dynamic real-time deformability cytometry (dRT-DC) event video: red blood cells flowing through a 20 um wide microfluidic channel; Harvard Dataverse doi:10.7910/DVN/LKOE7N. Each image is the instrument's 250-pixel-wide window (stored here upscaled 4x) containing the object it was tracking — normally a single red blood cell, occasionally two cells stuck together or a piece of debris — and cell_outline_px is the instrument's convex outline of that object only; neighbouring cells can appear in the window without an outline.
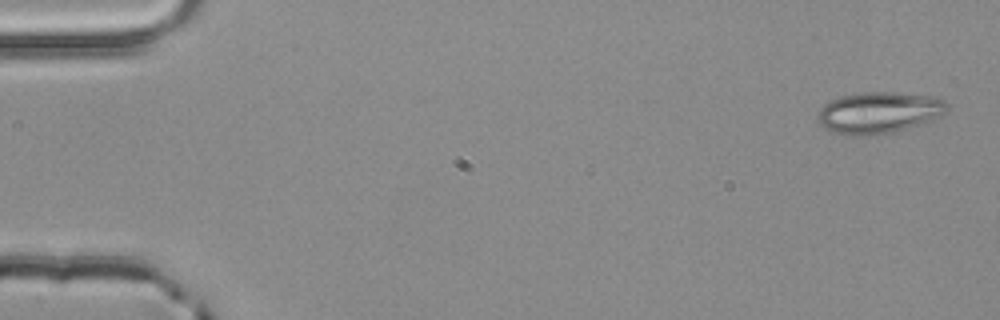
{"species": "common noctule bat (a hibernating species)", "species_latin": "Nyctalus noctula", "temperature_condition": "room temperature", "stored_images_in_passage": 3, "camera_frame_rate_fps": 3000, "um_per_image_px": 0.085, "animal": {"sex": "male", "body_mass_g": 20.4}, "frame": {"image": 1, "passage_image": 1, "time_ms": 0.0, "image_size_px": [1000, 320], "cell_outline_px": [[948, 112], [924, 124], [876, 136], [852, 136], [832, 132], [824, 128], [816, 120], [816, 112], [824, 104], [840, 96], [856, 92], [900, 92], [928, 96], [944, 100], [948, 104]], "centroid_in_image_um": [74.68, 9.58], "position_along_channel_um": 10.3, "area_um2": 31.96}}